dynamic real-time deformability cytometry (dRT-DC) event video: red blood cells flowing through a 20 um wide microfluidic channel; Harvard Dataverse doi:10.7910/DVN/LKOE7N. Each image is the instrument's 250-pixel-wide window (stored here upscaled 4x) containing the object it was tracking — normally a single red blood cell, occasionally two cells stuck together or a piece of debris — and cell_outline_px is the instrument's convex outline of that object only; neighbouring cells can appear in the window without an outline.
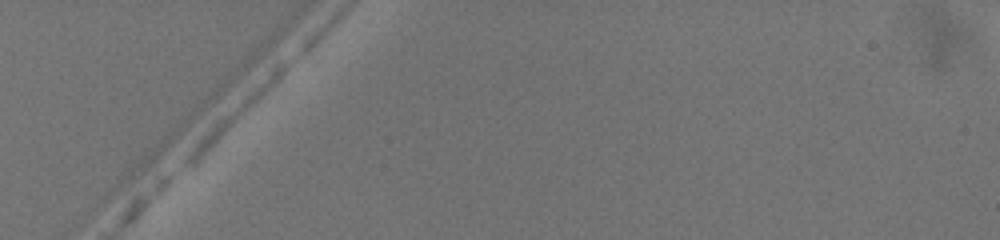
{"species": "common noctule bat (a hibernating species)", "species_latin": "Nyctalus noctula", "temperature_condition": "warm", "stored_images_in_passage": 3, "camera_frame_rate_fps": 3000, "um_per_image_px": 0.085, "animal": {"sex": "female", "body_mass_g": 19.5, "forearm_length_mm": 54.1}, "frame": {"image": 1, "passage_image": 1, "time_ms": 0.0, "image_size_px": [1000, 240], "cell_outline_px": [[292, 60], [228, 124], [184, 164], [184, 156], [196, 136], [252, 84], [280, 60], [292, 56]], "centroid_in_image_um": [19.93, 9.26], "position_along_channel_um": 65.1, "area_um2": 11.56}}